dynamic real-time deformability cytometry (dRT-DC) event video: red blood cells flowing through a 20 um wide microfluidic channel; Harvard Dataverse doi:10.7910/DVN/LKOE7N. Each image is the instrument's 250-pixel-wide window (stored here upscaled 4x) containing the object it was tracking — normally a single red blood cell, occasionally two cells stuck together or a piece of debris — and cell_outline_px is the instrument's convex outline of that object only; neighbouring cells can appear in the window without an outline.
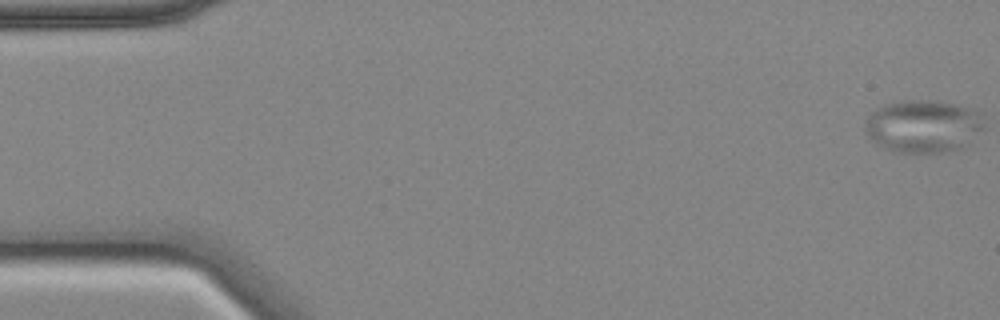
{"species": "common noctule bat (a hibernating species)", "species_latin": "Nyctalus noctula", "temperature_condition": "cold", "stored_images_in_passage": 57, "camera_frame_rate_fps": 3000, "um_per_image_px": 0.085, "animal": {"sex": "female", "body_mass_g": 18.4}, "frame": {"image": 1, "passage_image": 1, "time_ms": 0.0, "image_size_px": [1000, 320], "cell_outline_px": [[984, 128], [960, 148], [948, 152], [892, 152], [876, 144], [868, 136], [864, 128], [872, 112], [876, 108], [884, 104], [900, 100], [940, 100], [972, 108], [976, 112]], "centroid_in_image_um": [78.42, 10.71], "position_along_channel_um": 6.6, "area_um2": 36.36}}
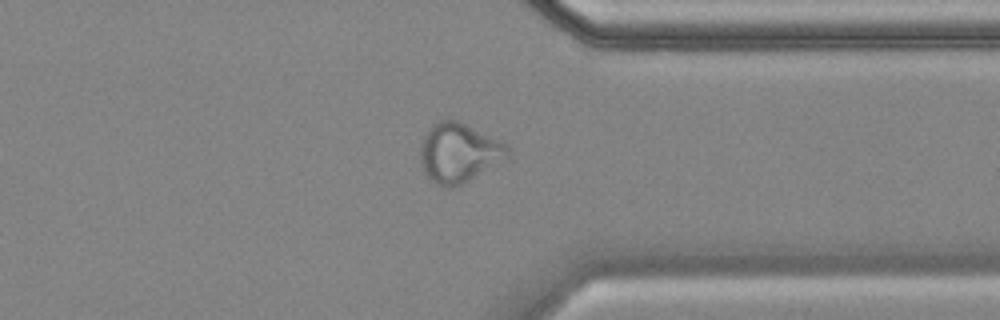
{"frame": {"image": 2, "passage_image": 44, "time_ms": 14.333, "image_size_px": [1000, 320], "cell_outline_px": [[508, 160], [460, 184], [448, 188], [432, 180], [424, 172], [420, 160], [420, 152], [424, 136], [440, 120], [456, 120], [500, 140], [508, 144]], "centroid_in_image_um": [39.05, 13.0], "position_along_channel_um": 372.3, "area_um2": 29.65}}
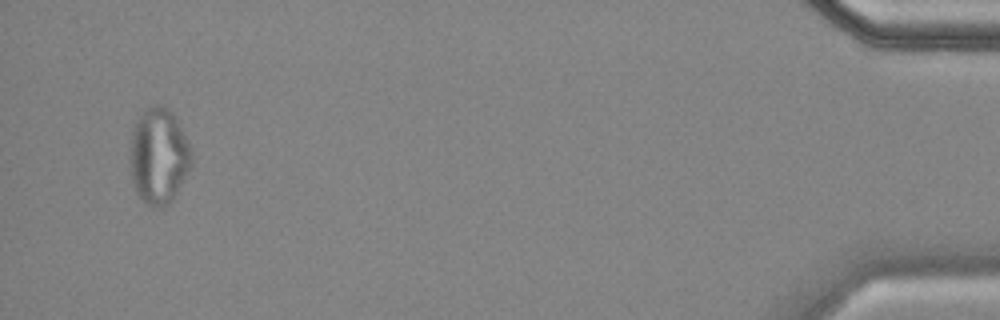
{"frame": {"image": 3, "passage_image": 55, "time_ms": 18.0, "image_size_px": [1000, 320], "cell_outline_px": [[192, 164], [188, 172], [176, 192], [168, 204], [160, 208], [152, 208], [136, 192], [132, 180], [128, 152], [132, 128], [140, 112], [152, 104], [164, 104], [172, 112], [192, 148]], "centroid_in_image_um": [13.46, 13.21], "position_along_channel_um": 421.7, "area_um2": 34.91}}